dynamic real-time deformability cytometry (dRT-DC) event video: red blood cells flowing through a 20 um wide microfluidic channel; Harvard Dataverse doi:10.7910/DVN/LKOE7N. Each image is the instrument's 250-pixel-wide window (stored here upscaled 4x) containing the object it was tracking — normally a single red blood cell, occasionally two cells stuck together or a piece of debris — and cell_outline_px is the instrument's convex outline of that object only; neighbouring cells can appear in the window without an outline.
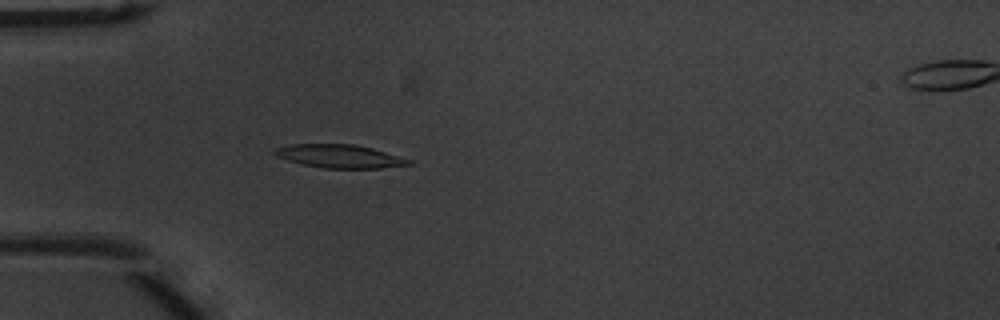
{"species": "common noctule bat (a hibernating species)", "species_latin": "Nyctalus noctula", "temperature_condition": "warm", "stored_images_in_passage": 38, "camera_frame_rate_fps": 3000, "um_per_image_px": 0.085, "animal": {"sex": "male", "body_mass_g": 20.1, "forearm_length_mm": 53.5}, "frame": {"image": 1, "passage_image": 2, "time_ms": 0.333, "image_size_px": [1000, 320], "cell_outline_px": [[416, 164], [380, 168], [324, 168], [300, 164], [276, 156], [272, 152], [276, 148], [288, 144], [352, 144], [372, 148], [412, 160]], "centroid_in_image_um": [28.87, 13.28], "position_along_channel_um": 56.1, "area_um2": 18.26}}
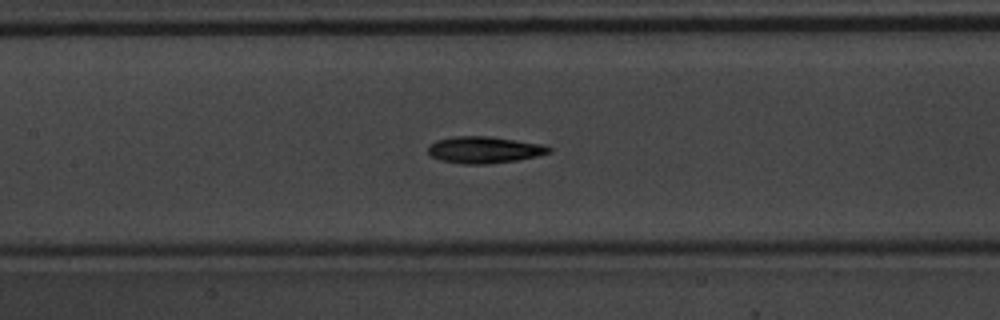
{"frame": {"image": 2, "passage_image": 11, "time_ms": 3.333, "image_size_px": [1000, 320], "cell_outline_px": [[552, 152], [536, 156], [516, 160], [484, 164], [464, 164], [440, 160], [432, 156], [428, 152], [428, 148], [436, 140], [452, 136], [492, 136], [544, 144], [552, 148]], "centroid_in_image_um": [41.19, 12.72], "position_along_channel_um": 166.2, "area_um2": 18.84}}
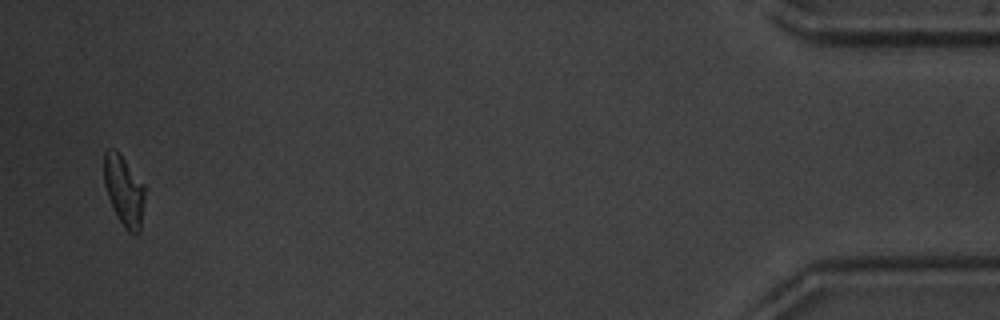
{"frame": {"image": 3, "passage_image": 37, "time_ms": 12.0, "image_size_px": [1000, 320], "cell_outline_px": [[144, 196], [140, 232], [136, 236], [128, 232], [124, 228], [108, 196], [104, 184], [104, 152], [108, 148], [116, 148], [120, 152], [144, 184]], "centroid_in_image_um": [10.54, 16.17], "position_along_channel_um": 424.7, "area_um2": 16.76}, "authors_computed_cell_mechanics": {"area_um2": 18.0336, "velocity_mm_per_s": 3.9076, "shape_relaxation_time_tau1_ms": 4.5547, "shape_relaxation_time_tau2_ms": 3.8311, "deformation_change_tau1": 0.1658, "deformation_change_tau2": 0.1072}}